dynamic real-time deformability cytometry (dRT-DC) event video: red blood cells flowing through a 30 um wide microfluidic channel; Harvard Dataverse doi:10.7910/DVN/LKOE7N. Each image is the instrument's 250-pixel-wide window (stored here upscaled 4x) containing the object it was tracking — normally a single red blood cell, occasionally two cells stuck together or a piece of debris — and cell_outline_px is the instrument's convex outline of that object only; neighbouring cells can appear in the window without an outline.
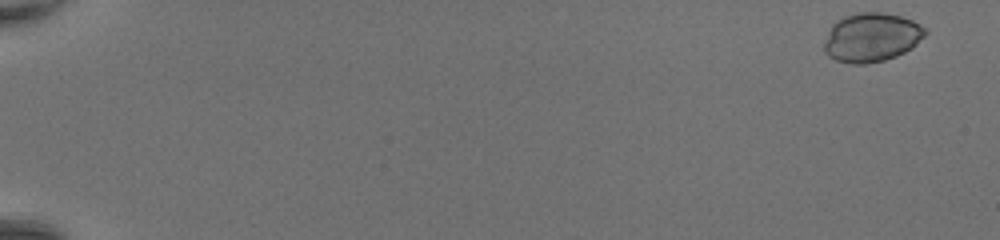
{"species": "common noctule bat (a hibernating species)", "species_latin": "Nyctalus noctula", "temperature_condition": "room temperature", "stored_images_in_passage": 48, "camera_frame_rate_fps": 3000, "um_per_image_px": 0.085, "animal": {"sex": "female", "body_mass_g": 20.0, "forearm_length_mm": 54.0}, "frame": {"image": 1, "passage_image": 1, "time_ms": 0.0, "image_size_px": [1000, 240], "cell_outline_px": [[928, 32], [912, 48], [896, 56], [884, 60], [864, 64], [852, 64], [836, 60], [828, 56], [824, 52], [824, 40], [832, 24], [836, 20], [844, 16], [856, 12], [880, 12], [900, 16], [912, 20], [920, 24]], "centroid_in_image_um": [74.06, 3.17], "position_along_channel_um": 10.9, "area_um2": 28.96}}
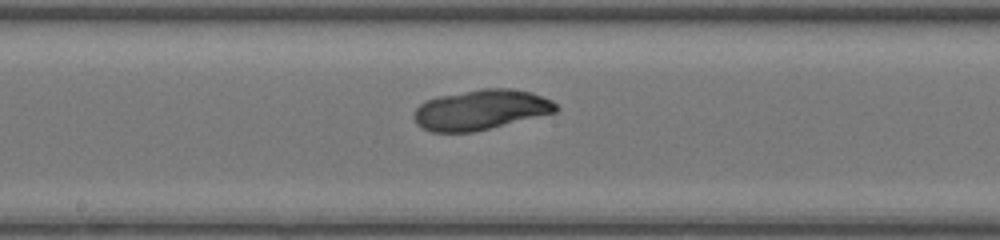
{"frame": {"image": 2, "passage_image": 28, "time_ms": 9.0, "image_size_px": [1000, 240], "cell_outline_px": [[560, 108], [556, 112], [472, 132], [432, 132], [420, 128], [416, 124], [412, 116], [416, 108], [420, 104], [428, 100], [440, 96], [480, 88], [508, 88], [532, 92], [552, 100]], "centroid_in_image_um": [40.85, 9.33], "position_along_channel_um": 207.3, "area_um2": 33.18}}
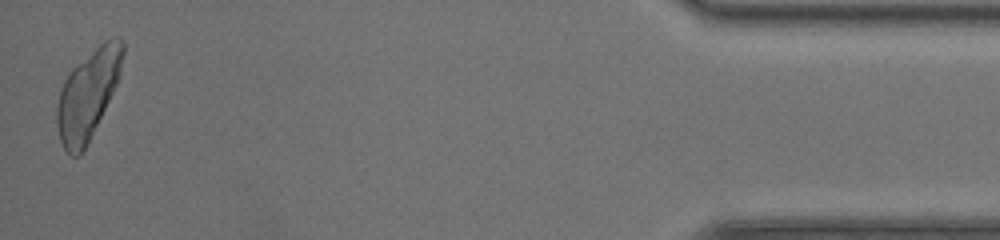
{"frame": {"image": 3, "passage_image": 48, "time_ms": 15.667, "image_size_px": [1000, 240], "cell_outline_px": [[124, 52], [120, 76], [88, 144], [80, 156], [72, 156], [64, 148], [60, 140], [56, 124], [56, 108], [60, 88], [68, 72], [76, 64], [104, 40], [112, 36], [120, 36], [124, 40]], "centroid_in_image_um": [7.47, 7.99], "position_along_channel_um": 427.7, "area_um2": 34.45}}